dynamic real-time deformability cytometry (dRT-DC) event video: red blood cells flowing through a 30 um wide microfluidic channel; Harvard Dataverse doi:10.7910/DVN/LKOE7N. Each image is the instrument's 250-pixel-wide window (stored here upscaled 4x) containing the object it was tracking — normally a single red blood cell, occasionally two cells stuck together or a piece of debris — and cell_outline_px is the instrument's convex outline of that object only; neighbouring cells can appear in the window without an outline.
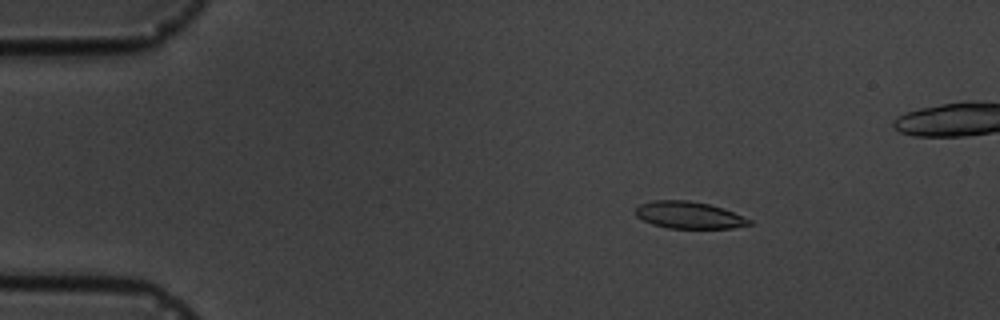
{"species": "common noctule bat (a hibernating species)", "species_latin": "Nyctalus noctula", "temperature_condition": "cold", "stored_images_in_passage": 6, "camera_frame_rate_fps": 3000, "um_per_image_px": 0.085, "animal": {"sex": "male", "body_mass_g": 19.5, "forearm_length_mm": 54.6}, "frame": {"image": 1, "passage_image": 3, "time_ms": 2.333, "image_size_px": [1000, 320], "cell_outline_px": [[752, 224], [732, 228], [668, 228], [652, 224], [636, 216], [636, 208], [640, 204], [652, 200], [688, 200], [708, 204], [732, 212], [752, 220]], "centroid_in_image_um": [58.54, 18.28], "position_along_channel_um": 26.5, "area_um2": 17.69}}